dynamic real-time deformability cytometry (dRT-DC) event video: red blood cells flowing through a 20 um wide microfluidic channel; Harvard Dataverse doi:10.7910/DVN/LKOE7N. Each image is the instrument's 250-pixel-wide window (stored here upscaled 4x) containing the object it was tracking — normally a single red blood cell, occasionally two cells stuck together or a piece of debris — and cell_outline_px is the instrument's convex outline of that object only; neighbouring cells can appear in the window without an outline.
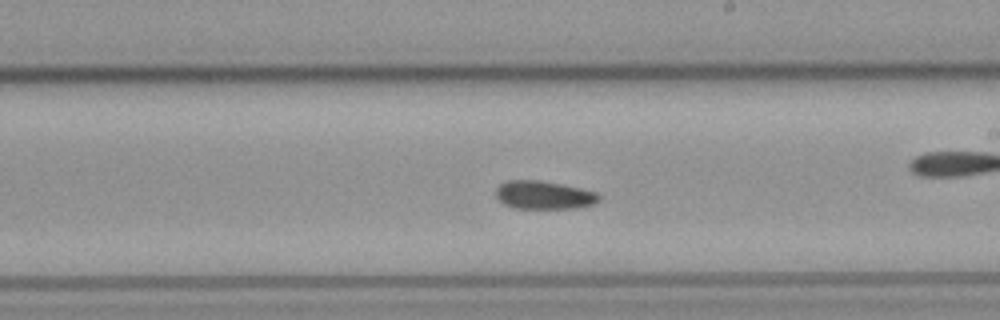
{"species": "common noctule bat (a hibernating species)", "species_latin": "Nyctalus noctula", "temperature_condition": "cold", "stored_images_in_passage": 45, "camera_frame_rate_fps": 3000, "um_per_image_px": 0.085, "animal": {"sex": "male", "body_mass_g": 23.1, "forearm_length_mm": 52.7}, "frame": {"image": 1, "passage_image": 32, "time_ms": 10.333, "image_size_px": [1000, 320], "cell_outline_px": [[600, 200], [592, 204], [580, 208], [512, 208], [504, 204], [496, 196], [496, 188], [500, 184], [508, 180], [540, 180], [564, 184], [596, 192], [600, 196]], "centroid_in_image_um": [46.23, 16.57], "position_along_channel_um": 242.8, "area_um2": 17.05}, "authors_computed_cell_mechanics": {"area_um2": 17.051, "velocity_mm_per_s": 3.7679, "shape_relaxation_time_tau1_ms": null, "shape_relaxation_time_tau2_ms": 8.1751, "deformation_change_tau1": null, "deformation_change_tau2": 0.1234}}